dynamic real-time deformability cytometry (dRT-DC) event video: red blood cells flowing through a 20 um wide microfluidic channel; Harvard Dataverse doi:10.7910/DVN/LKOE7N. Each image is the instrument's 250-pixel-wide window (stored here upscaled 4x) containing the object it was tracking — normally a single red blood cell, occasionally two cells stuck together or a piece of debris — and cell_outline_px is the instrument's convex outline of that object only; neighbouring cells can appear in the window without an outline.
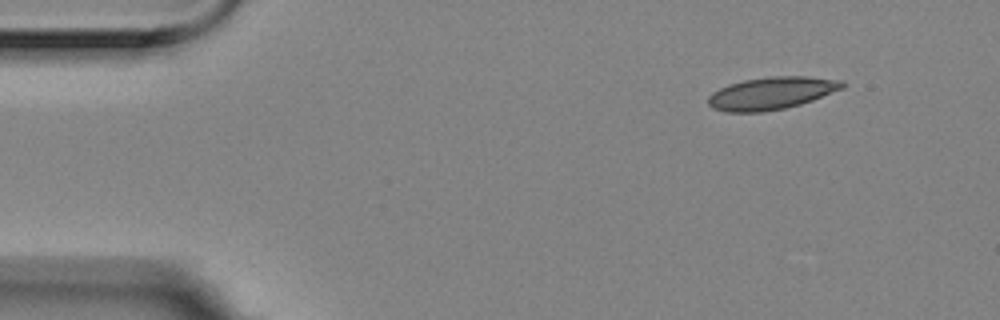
{"species": "Egyptian fruit bat (a non-hibernating species)", "species_latin": "Rousettus aegyptiacus", "temperature_condition": "room temperature", "stored_images_in_passage": 3, "camera_frame_rate_fps": 3000, "um_per_image_px": 0.085, "animal": {"sex": "female"}, "frame": {"image": 1, "passage_image": 1, "time_ms": 0.0, "image_size_px": [1000, 320], "cell_outline_px": [[844, 88], [812, 100], [800, 104], [784, 108], [764, 112], [728, 112], [712, 108], [708, 104], [708, 96], [712, 92], [728, 84], [744, 80], [768, 76], [808, 76], [844, 80]], "centroid_in_image_um": [65.57, 7.91], "position_along_channel_um": 19.4, "area_um2": 25.49}}
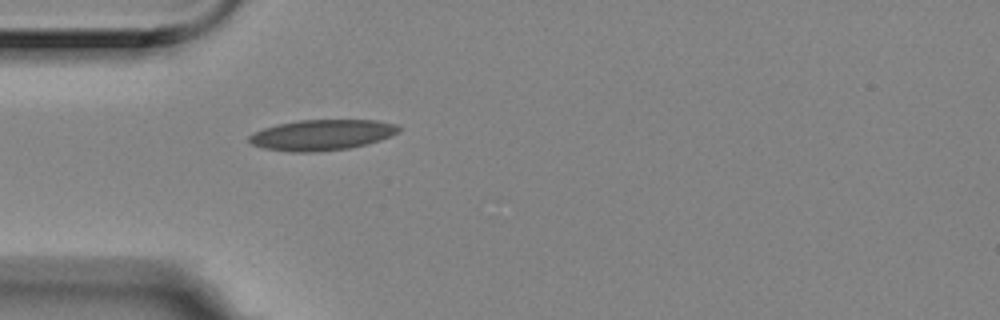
{"frame": {"image": 2, "passage_image": 3, "time_ms": 0.667, "image_size_px": [1000, 320], "cell_outline_px": [[400, 132], [380, 140], [348, 148], [316, 152], [292, 152], [264, 148], [252, 144], [248, 140], [248, 136], [264, 128], [276, 124], [300, 120], [376, 120], [396, 124], [400, 128]], "centroid_in_image_um": [27.36, 11.46], "position_along_channel_um": 57.6, "area_um2": 26.59}}